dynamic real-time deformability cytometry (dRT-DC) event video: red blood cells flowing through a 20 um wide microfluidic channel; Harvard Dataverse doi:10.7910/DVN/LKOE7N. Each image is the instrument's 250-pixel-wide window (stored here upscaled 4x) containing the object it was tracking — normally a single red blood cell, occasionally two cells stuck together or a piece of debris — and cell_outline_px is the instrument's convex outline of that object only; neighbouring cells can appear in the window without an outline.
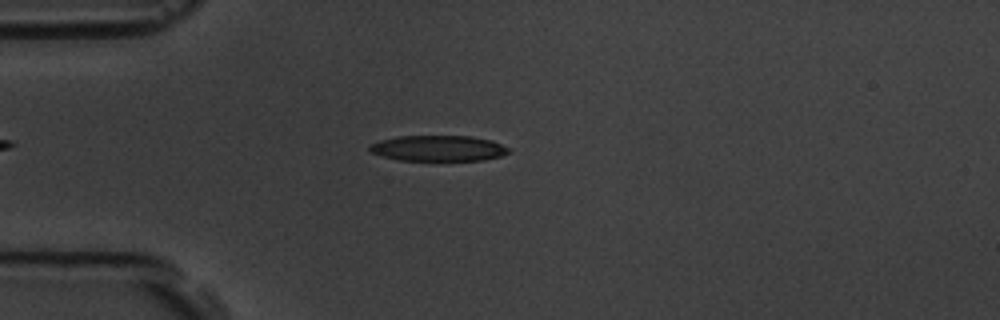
{"species": "common noctule bat (a hibernating species)", "species_latin": "Nyctalus noctula", "temperature_condition": "room temperature", "stored_images_in_passage": 4, "camera_frame_rate_fps": 3000, "um_per_image_px": 0.085, "animal": {"sex": "male", "body_mass_g": 19.5, "forearm_length_mm": 54.6}, "frame": {"image": 1, "passage_image": 4, "time_ms": 4.333, "image_size_px": [1000, 320], "cell_outline_px": [[512, 152], [500, 156], [484, 160], [396, 160], [372, 152], [368, 148], [372, 144], [380, 140], [396, 136], [472, 136], [492, 140], [512, 148]], "centroid_in_image_um": [37.33, 12.6], "position_along_channel_um": 47.7, "area_um2": 20.92}}